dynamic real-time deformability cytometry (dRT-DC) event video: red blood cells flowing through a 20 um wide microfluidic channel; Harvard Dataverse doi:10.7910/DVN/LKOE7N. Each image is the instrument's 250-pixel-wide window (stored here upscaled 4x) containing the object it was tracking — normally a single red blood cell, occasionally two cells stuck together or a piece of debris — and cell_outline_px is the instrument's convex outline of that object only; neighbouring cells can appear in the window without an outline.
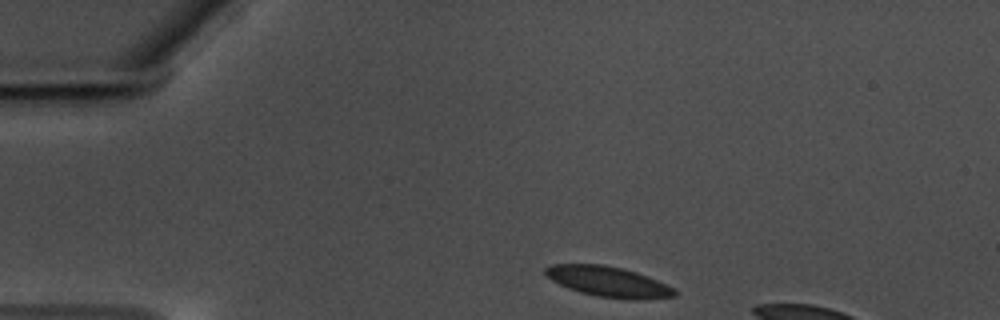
{"species": "common noctule bat (a hibernating species)", "species_latin": "Nyctalus noctula", "temperature_condition": "warm", "stored_images_in_passage": 8, "camera_frame_rate_fps": 3000, "um_per_image_px": 0.085, "animal": {"sex": "male", "body_mass_g": 17.5, "forearm_length_mm": 52.3}, "frame": {"image": 1, "passage_image": 1, "time_ms": 0.0, "image_size_px": [1000, 320], "cell_outline_px": [[680, 292], [676, 296], [636, 300], [632, 300], [596, 296], [580, 292], [568, 288], [544, 276], [544, 268], [552, 264], [604, 264], [636, 272], [648, 276], [676, 288]], "centroid_in_image_um": [51.73, 23.94], "position_along_channel_um": 33.3, "area_um2": 23.12}}